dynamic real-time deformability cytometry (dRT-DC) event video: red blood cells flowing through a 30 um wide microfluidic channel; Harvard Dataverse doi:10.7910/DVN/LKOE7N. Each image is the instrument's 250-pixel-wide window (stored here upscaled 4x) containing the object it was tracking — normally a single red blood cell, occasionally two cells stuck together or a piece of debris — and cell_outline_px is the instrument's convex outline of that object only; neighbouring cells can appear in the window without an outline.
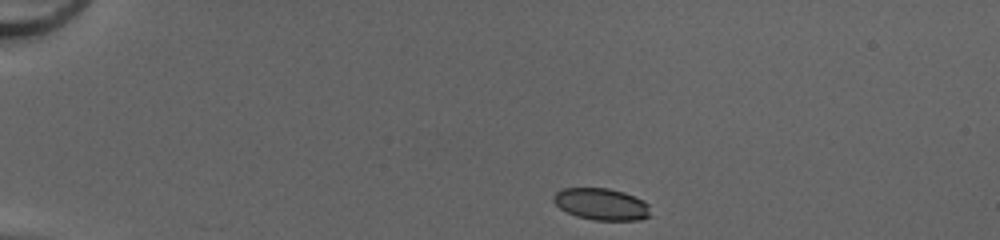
{"species": "common noctule bat (a hibernating species)", "species_latin": "Nyctalus noctula", "temperature_condition": "cold", "stored_images_in_passage": 40, "camera_frame_rate_fps": 3000, "um_per_image_px": 0.085, "animal": {"sex": "female", "body_mass_g": 20.0, "forearm_length_mm": 54.0}, "frame": {"image": 1, "passage_image": 1, "time_ms": 0.0, "image_size_px": [1000, 240], "cell_outline_px": [[652, 216], [640, 220], [592, 220], [576, 216], [560, 208], [552, 200], [552, 196], [556, 192], [564, 188], [608, 188], [624, 192], [648, 204]], "centroid_in_image_um": [51.11, 17.36], "position_along_channel_um": 33.9, "area_um2": 17.98}}
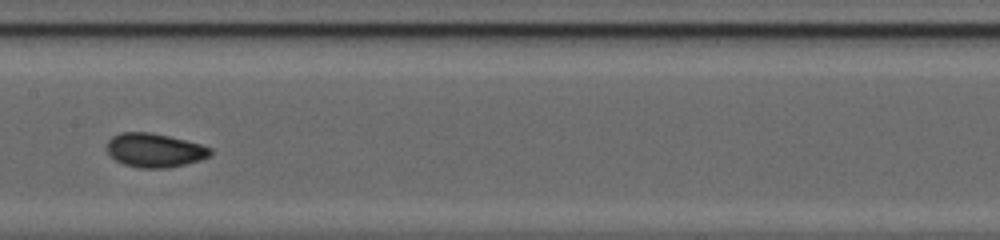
{"frame": {"image": 2, "passage_image": 18, "time_ms": 5.667, "image_size_px": [1000, 240], "cell_outline_px": [[212, 152], [208, 156], [200, 160], [184, 164], [164, 168], [140, 168], [124, 164], [116, 160], [108, 152], [108, 140], [112, 136], [120, 132], [152, 132], [200, 144], [212, 148]], "centroid_in_image_um": [13.13, 12.76], "position_along_channel_um": 194.3, "area_um2": 20.23}}
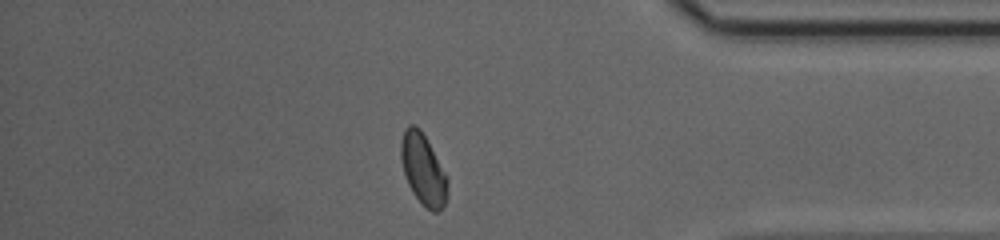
{"frame": {"image": 3, "passage_image": 34, "time_ms": 11.0, "image_size_px": [1000, 240], "cell_outline_px": [[448, 196], [444, 204], [436, 212], [432, 212], [412, 192], [408, 184], [404, 172], [400, 156], [400, 144], [404, 128], [408, 124], [416, 124], [420, 128], [448, 176]], "centroid_in_image_um": [35.97, 14.35], "position_along_channel_um": 399.2, "area_um2": 19.31}, "authors_computed_cell_mechanics": {"area_um2": 19.363, "velocity_mm_per_s": 4.2147, "shape_relaxation_time_tau1_ms": 3.6612, "shape_relaxation_time_tau2_ms": 0.8309, "deformation_change_tau1": 0.1095, "deformation_change_tau2": 0.0418}}